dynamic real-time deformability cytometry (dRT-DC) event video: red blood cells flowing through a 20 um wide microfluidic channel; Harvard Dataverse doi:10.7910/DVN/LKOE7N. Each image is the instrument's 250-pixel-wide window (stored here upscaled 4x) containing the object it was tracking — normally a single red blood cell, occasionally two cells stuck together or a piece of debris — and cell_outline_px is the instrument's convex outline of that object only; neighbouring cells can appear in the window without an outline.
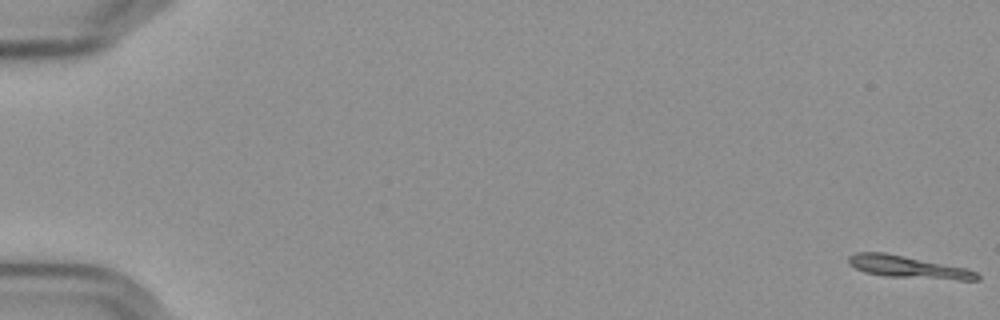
{"species": "Egyptian fruit bat (a non-hibernating species)", "species_latin": "Rousettus aegyptiacus", "temperature_condition": "cold", "stored_images_in_passage": 58, "camera_frame_rate_fps": 3000, "um_per_image_px": 0.085, "frame": {"image": 1, "passage_image": 1, "time_ms": 0.0, "image_size_px": [1000, 320], "cell_outline_px": [[980, 280], [960, 280], [888, 276], [864, 272], [848, 264], [848, 256], [856, 252], [884, 252], [968, 268], [976, 272], [980, 276]], "centroid_in_image_um": [77.2, 22.69], "position_along_channel_um": 7.8, "area_um2": 16.59}}
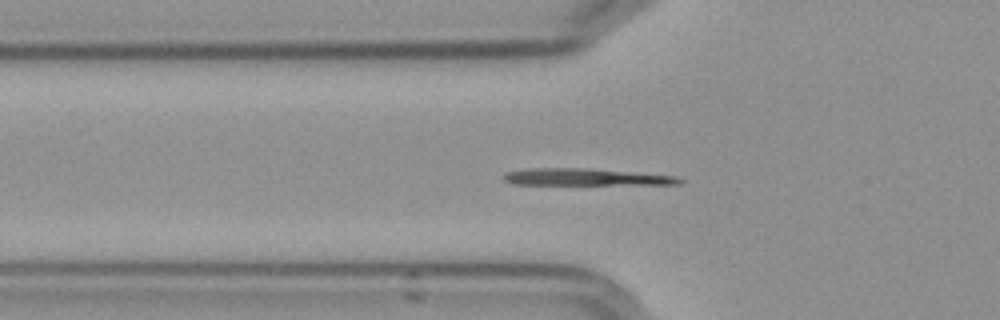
{"frame": {"image": 2, "passage_image": 21, "time_ms": 6.667, "image_size_px": [1000, 320], "cell_outline_px": [[684, 180], [680, 184], [512, 184], [504, 180], [504, 172], [524, 168], [584, 168], [676, 176]], "centroid_in_image_um": [49.71, 15.04], "position_along_channel_um": 76.1, "area_um2": 17.11}}
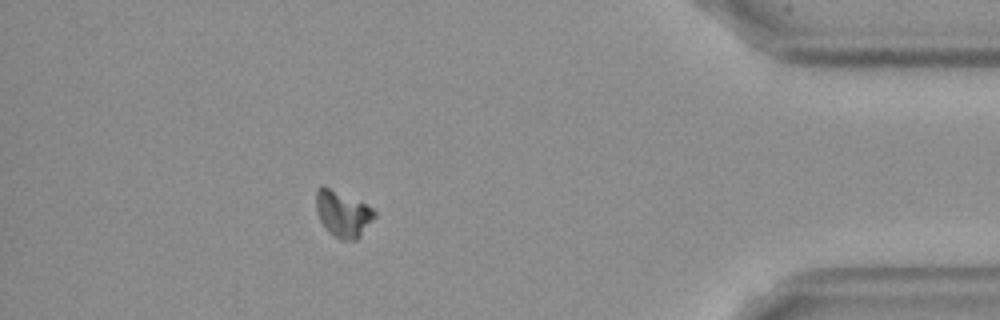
{"frame": {"image": 3, "passage_image": 52, "time_ms": 17.0, "image_size_px": [1000, 320], "cell_outline_px": [[376, 216], [360, 236], [356, 240], [340, 240], [332, 236], [324, 228], [316, 212], [316, 192], [320, 188], [328, 188], [364, 204], [372, 208], [376, 212]], "centroid_in_image_um": [29.13, 18.25], "position_along_channel_um": 406.1, "area_um2": 15.32}}